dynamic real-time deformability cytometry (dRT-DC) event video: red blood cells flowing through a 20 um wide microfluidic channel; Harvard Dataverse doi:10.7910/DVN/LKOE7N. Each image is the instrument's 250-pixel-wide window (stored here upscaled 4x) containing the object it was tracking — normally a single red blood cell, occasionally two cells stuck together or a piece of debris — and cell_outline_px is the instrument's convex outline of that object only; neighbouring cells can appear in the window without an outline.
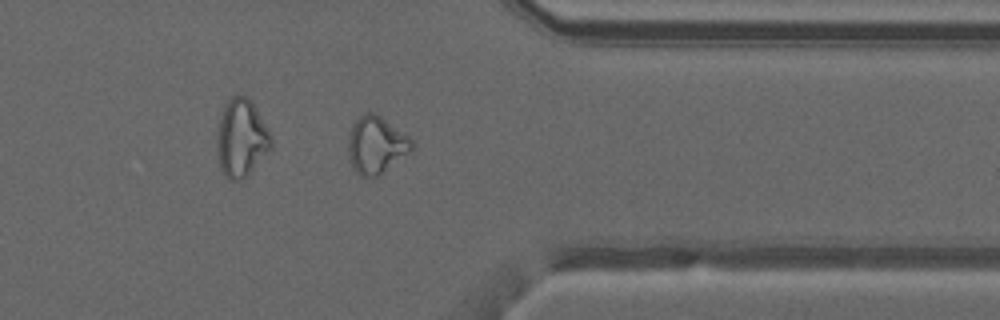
{"species": "common noctule bat (a hibernating species)", "species_latin": "Nyctalus noctula", "temperature_condition": "warm", "stored_images_in_passage": 35, "camera_frame_rate_fps": 3000, "um_per_image_px": 0.085, "animal": {"sex": "male", "forearm_length_mm": 52.5}, "frame": {"image": 1, "passage_image": 25, "time_ms": 8.0, "image_size_px": [1000, 320], "cell_outline_px": [[412, 148], [408, 152], [376, 176], [360, 176], [352, 168], [348, 152], [348, 132], [352, 124], [364, 112], [376, 112], [408, 136], [412, 140]], "centroid_in_image_um": [31.91, 12.27], "position_along_channel_um": 379.5, "area_um2": 20.87}, "authors_computed_cell_mechanics": {"area_um2": 21.0392, "velocity_mm_per_s": 4.1571, "shape_relaxation_time_tau1_ms": null, "shape_relaxation_time_tau2_ms": 1.5207, "deformation_change_tau1": null, "deformation_change_tau2": 0.0816}}